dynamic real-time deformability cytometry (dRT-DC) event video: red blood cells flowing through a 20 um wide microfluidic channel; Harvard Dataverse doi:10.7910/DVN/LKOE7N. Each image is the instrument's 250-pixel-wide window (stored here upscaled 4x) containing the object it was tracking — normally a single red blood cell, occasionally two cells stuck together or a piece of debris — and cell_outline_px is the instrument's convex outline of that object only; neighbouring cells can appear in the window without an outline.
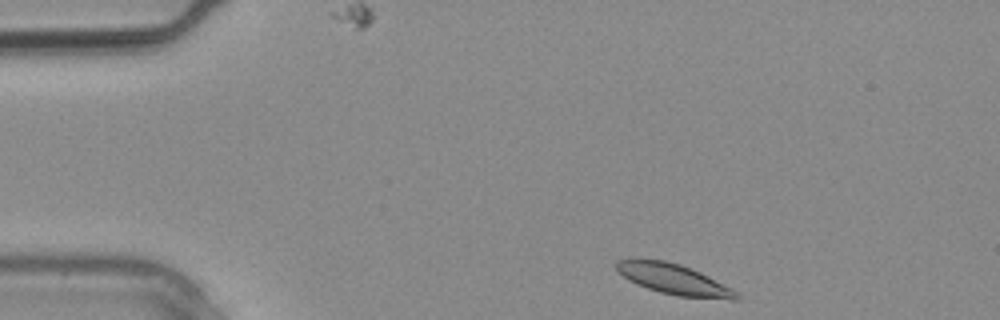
{"species": "common noctule bat (a hibernating species)", "species_latin": "Nyctalus noctula", "temperature_condition": "warm", "stored_images_in_passage": 2, "camera_frame_rate_fps": 3000, "um_per_image_px": 0.085, "animal": {"sex": "male", "body_mass_g": 20.4}, "frame": {"image": 1, "passage_image": 1, "time_ms": 0.0, "image_size_px": [1000, 320], "cell_outline_px": [[740, 300], [732, 300], [676, 296], [660, 292], [636, 284], [628, 280], [616, 272], [616, 260], [628, 256], [636, 256], [664, 260], [680, 264], [700, 272], [732, 288], [740, 296]], "centroid_in_image_um": [57.18, 23.69], "position_along_channel_um": 27.8, "area_um2": 22.08}}